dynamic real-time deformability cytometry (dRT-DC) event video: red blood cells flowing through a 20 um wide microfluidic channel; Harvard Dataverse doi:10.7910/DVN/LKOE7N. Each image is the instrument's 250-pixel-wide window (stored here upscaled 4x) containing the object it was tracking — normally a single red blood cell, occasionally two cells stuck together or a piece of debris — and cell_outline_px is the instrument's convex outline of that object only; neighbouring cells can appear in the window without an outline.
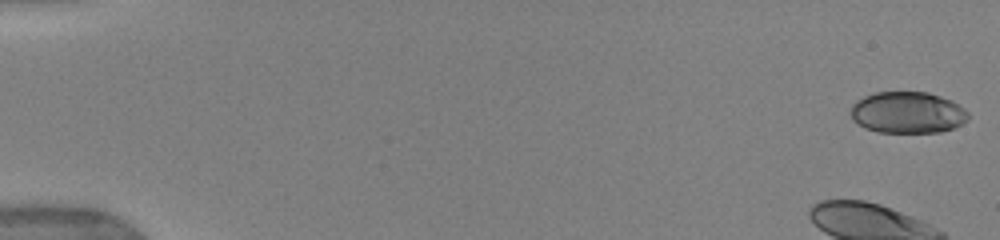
{"species": "human", "species_latin": "Homo sapiens", "temperature_condition": "warm", "stored_images_in_passage": 21, "camera_frame_rate_fps": 3000, "um_per_image_px": 0.085, "donor": {"sex": "female"}, "frame": {"image": 1, "passage_image": 1, "time_ms": 0.0, "image_size_px": [1000, 240], "cell_outline_px": [[968, 120], [952, 128], [940, 132], [876, 132], [864, 128], [852, 120], [848, 112], [852, 104], [856, 100], [872, 92], [928, 92], [952, 100], [964, 108], [968, 112]], "centroid_in_image_um": [77.09, 9.56], "position_along_channel_um": 7.9, "area_um2": 28.78}}